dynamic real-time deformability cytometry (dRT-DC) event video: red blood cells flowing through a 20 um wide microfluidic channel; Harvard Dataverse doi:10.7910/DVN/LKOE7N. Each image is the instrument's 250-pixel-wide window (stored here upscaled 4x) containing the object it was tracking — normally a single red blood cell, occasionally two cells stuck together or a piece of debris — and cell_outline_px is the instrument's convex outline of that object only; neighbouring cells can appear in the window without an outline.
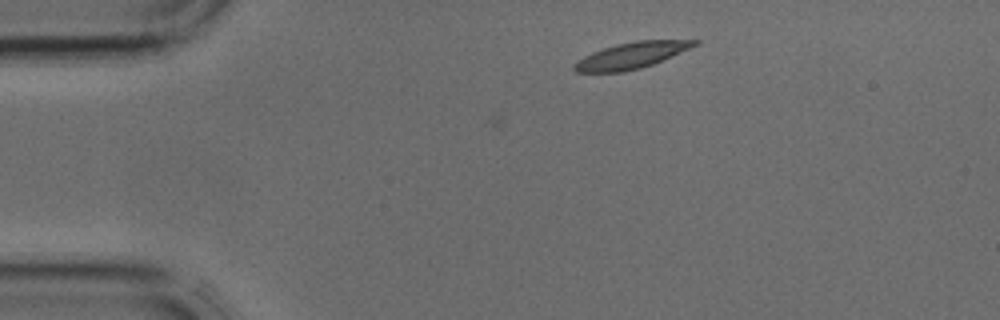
{"species": "common noctule bat (a hibernating species)", "species_latin": "Nyctalus noctula", "temperature_condition": "cold", "stored_images_in_passage": 2, "camera_frame_rate_fps": 3000, "um_per_image_px": 0.085, "animal": {"sex": "male", "body_mass_g": 17.9, "forearm_length_mm": 54.2}, "frame": {"image": 1, "passage_image": 1, "time_ms": 0.0, "image_size_px": [1000, 320], "cell_outline_px": [[700, 44], [652, 64], [640, 68], [624, 72], [576, 72], [572, 68], [572, 64], [584, 56], [592, 52], [616, 44], [636, 40], [700, 40]], "centroid_in_image_um": [53.65, 4.71], "position_along_channel_um": 31.3, "area_um2": 18.32}}